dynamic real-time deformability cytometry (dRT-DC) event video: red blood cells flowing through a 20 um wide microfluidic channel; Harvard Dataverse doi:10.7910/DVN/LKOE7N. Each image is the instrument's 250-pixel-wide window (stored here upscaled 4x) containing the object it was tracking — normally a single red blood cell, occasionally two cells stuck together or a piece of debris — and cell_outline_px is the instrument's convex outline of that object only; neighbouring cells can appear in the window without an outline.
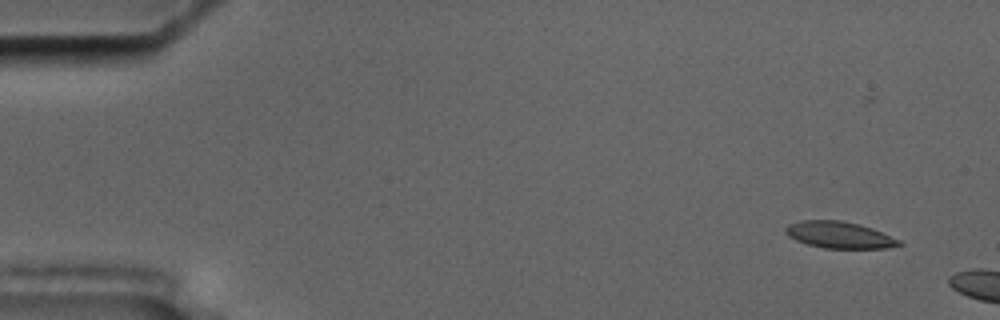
{"species": "common noctule bat (a hibernating species)", "species_latin": "Nyctalus noctula", "temperature_condition": "cold", "stored_images_in_passage": 8, "camera_frame_rate_fps": 3000, "um_per_image_px": 0.085, "animal": {"sex": "male", "body_mass_g": 17.5, "forearm_length_mm": 52.3}, "frame": {"image": 1, "passage_image": 3, "time_ms": 0.667, "image_size_px": [1000, 320], "cell_outline_px": [[904, 244], [884, 248], [824, 248], [808, 244], [796, 240], [788, 236], [784, 232], [784, 228], [788, 224], [800, 220], [840, 220], [860, 224], [872, 228], [900, 240]], "centroid_in_image_um": [71.31, 19.96], "position_along_channel_um": 13.7, "area_um2": 17.63}}